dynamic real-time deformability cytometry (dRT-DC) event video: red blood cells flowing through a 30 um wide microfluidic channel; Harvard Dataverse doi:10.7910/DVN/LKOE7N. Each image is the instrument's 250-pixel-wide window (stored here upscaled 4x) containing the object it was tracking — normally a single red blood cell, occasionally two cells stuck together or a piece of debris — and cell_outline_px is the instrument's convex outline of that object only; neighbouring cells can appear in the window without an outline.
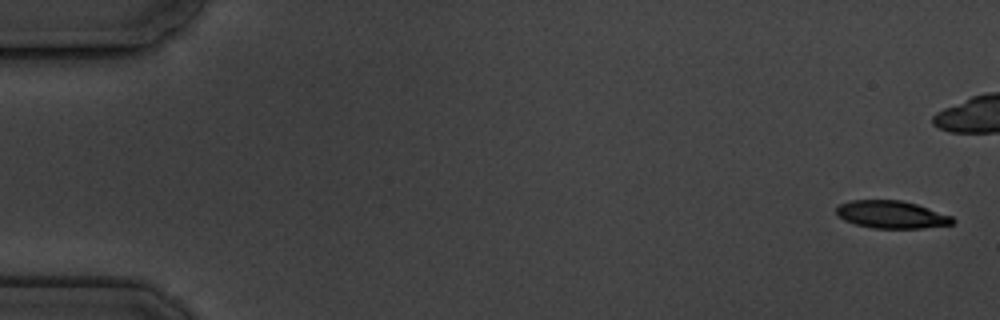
{"species": "common noctule bat (a hibernating species)", "species_latin": "Nyctalus noctula", "temperature_condition": "cold", "stored_images_in_passage": 18, "camera_frame_rate_fps": 3000, "um_per_image_px": 0.085, "animal": {"sex": "male", "body_mass_g": 19.5, "forearm_length_mm": 54.6}, "frame": {"image": 1, "passage_image": 1, "time_ms": 0.0, "image_size_px": [1000, 320], "cell_outline_px": [[956, 220], [952, 224], [924, 228], [872, 228], [856, 224], [844, 220], [836, 216], [836, 208], [840, 204], [852, 200], [900, 200], [916, 204], [952, 216]], "centroid_in_image_um": [75.76, 18.24], "position_along_channel_um": 9.2, "area_um2": 18.67}}
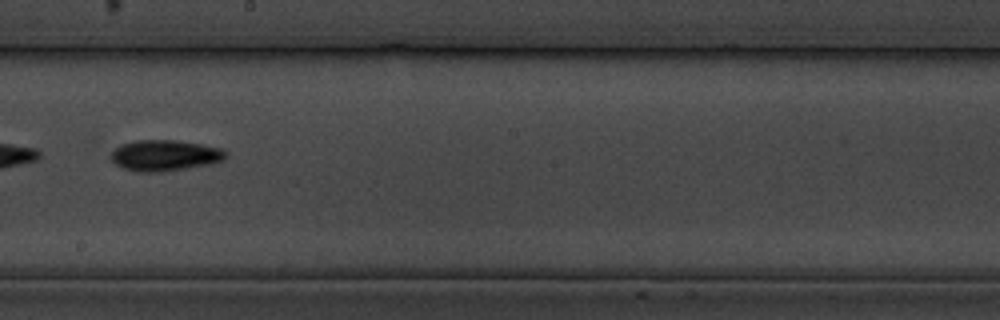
{"frame": {"image": 2, "passage_image": 11, "time_ms": 12.333, "image_size_px": [1000, 320], "cell_outline_px": [[228, 156], [224, 160], [212, 164], [160, 172], [136, 172], [124, 168], [116, 164], [112, 160], [112, 152], [120, 144], [136, 140], [176, 140], [224, 148], [228, 152]], "centroid_in_image_um": [14.07, 13.21], "position_along_channel_um": 234.1, "area_um2": 20.87}}
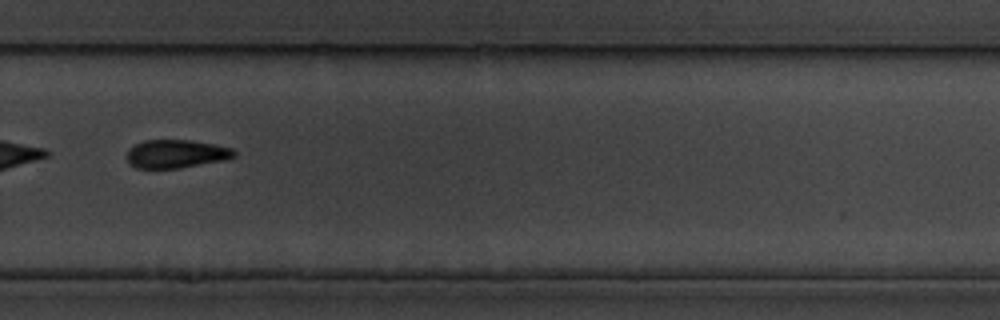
{"frame": {"image": 3, "passage_image": 13, "time_ms": 14.667, "image_size_px": [1000, 320], "cell_outline_px": [[236, 156], [224, 160], [180, 168], [136, 168], [128, 164], [128, 148], [144, 140], [192, 140], [232, 148], [236, 152]], "centroid_in_image_um": [14.96, 13.08], "position_along_channel_um": 314.8, "area_um2": 17.69}, "authors_computed_cell_mechanics": {"area_um2": 19.3341, "velocity_mm_per_s": 3.4687, "shape_relaxation_time_tau1_ms": 2.5454, "shape_relaxation_time_tau2_ms": null, "deformation_change_tau1": 0.1114, "deformation_change_tau2": null}}